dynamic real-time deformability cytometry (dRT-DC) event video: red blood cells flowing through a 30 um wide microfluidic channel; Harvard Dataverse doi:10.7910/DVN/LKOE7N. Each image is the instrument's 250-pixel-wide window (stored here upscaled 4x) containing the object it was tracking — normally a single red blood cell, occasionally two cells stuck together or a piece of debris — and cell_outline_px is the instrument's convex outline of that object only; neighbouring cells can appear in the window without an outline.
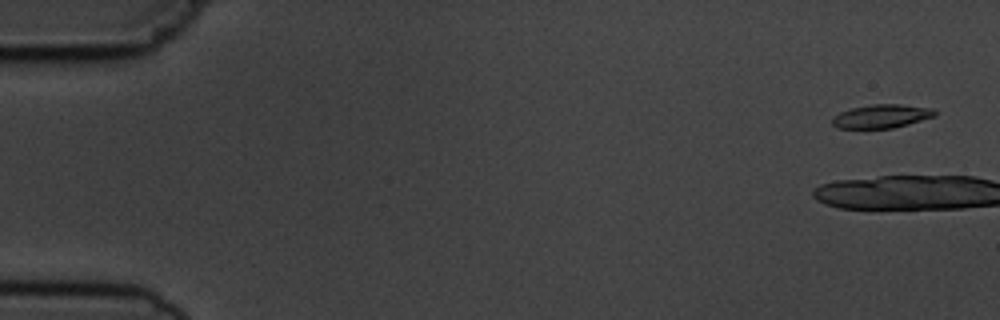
{"species": "common noctule bat (a hibernating species)", "species_latin": "Nyctalus noctula", "temperature_condition": "cold", "stored_images_in_passage": 5, "camera_frame_rate_fps": 3000, "um_per_image_px": 0.085, "animal": {"sex": "male", "body_mass_g": 19.5, "forearm_length_mm": 54.6}, "frame": {"image": 1, "passage_image": 1, "time_ms": 0.0, "image_size_px": [1000, 320], "cell_outline_px": [[936, 116], [908, 124], [892, 128], [836, 128], [832, 124], [832, 116], [840, 112], [852, 108], [872, 104], [900, 104], [932, 108], [936, 112]], "centroid_in_image_um": [74.92, 9.88], "position_along_channel_um": 10.1, "area_um2": 14.1}}